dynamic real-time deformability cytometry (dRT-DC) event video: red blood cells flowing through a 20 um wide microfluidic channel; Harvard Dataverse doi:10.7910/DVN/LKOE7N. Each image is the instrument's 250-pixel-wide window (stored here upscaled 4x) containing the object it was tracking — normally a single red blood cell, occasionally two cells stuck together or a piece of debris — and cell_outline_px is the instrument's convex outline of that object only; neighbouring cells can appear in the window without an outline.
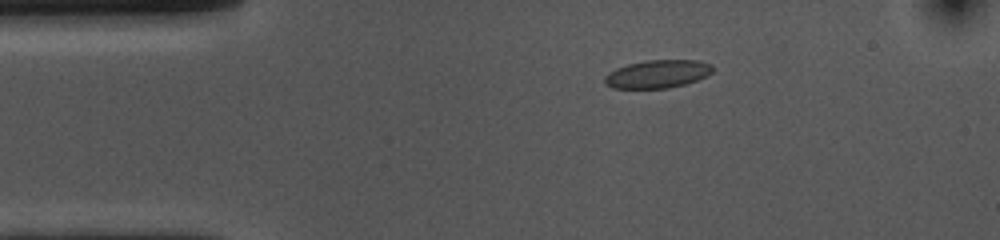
{"species": "common noctule bat (a hibernating species)", "species_latin": "Nyctalus noctula", "temperature_condition": "cold", "stored_images_in_passage": 23, "camera_frame_rate_fps": 3000, "um_per_image_px": 0.085, "animal": {"sex": "female", "body_mass_g": 10.0, "forearm_length_mm": 53.1}, "frame": {"image": 1, "passage_image": 1, "time_ms": 0.0, "image_size_px": [1000, 240], "cell_outline_px": [[712, 72], [708, 76], [684, 84], [668, 88], [612, 88], [604, 84], [604, 76], [608, 72], [616, 68], [628, 64], [644, 60], [700, 60], [712, 64]], "centroid_in_image_um": [55.88, 6.28], "position_along_channel_um": 29.1, "area_um2": 17.8}}
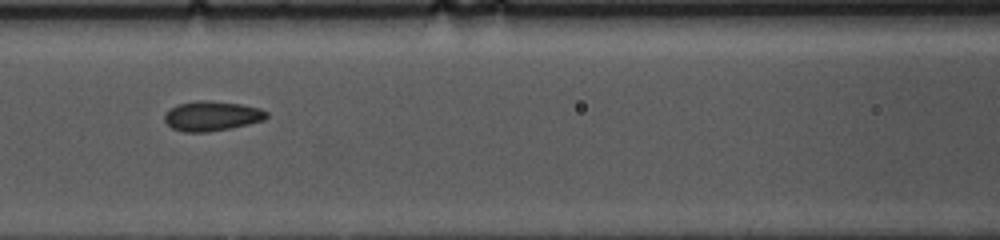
{"frame": {"image": 2, "passage_image": 14, "time_ms": 4.333, "image_size_px": [1000, 240], "cell_outline_px": [[268, 116], [264, 120], [248, 124], [208, 132], [184, 132], [172, 128], [164, 120], [164, 116], [172, 108], [180, 104], [200, 100], [240, 104], [260, 108], [268, 112]], "centroid_in_image_um": [18.03, 9.87], "position_along_channel_um": 148.6, "area_um2": 17.34}}
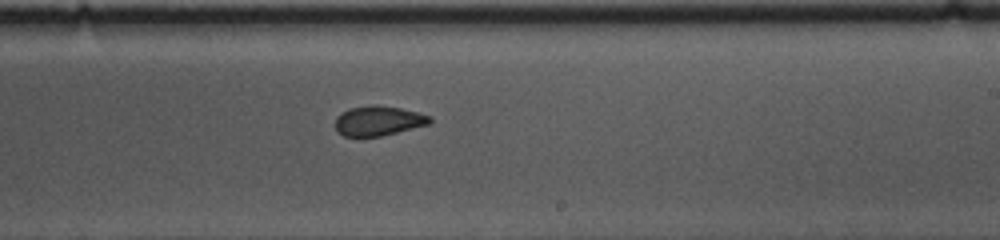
{"frame": {"image": 3, "passage_image": 23, "time_ms": 7.333, "image_size_px": [1000, 240], "cell_outline_px": [[432, 120], [428, 124], [380, 136], [344, 136], [336, 132], [336, 116], [340, 112], [348, 108], [368, 104], [376, 104], [400, 108], [432, 116]], "centroid_in_image_um": [32.11, 10.24], "position_along_channel_um": 256.9, "area_um2": 16.47}}